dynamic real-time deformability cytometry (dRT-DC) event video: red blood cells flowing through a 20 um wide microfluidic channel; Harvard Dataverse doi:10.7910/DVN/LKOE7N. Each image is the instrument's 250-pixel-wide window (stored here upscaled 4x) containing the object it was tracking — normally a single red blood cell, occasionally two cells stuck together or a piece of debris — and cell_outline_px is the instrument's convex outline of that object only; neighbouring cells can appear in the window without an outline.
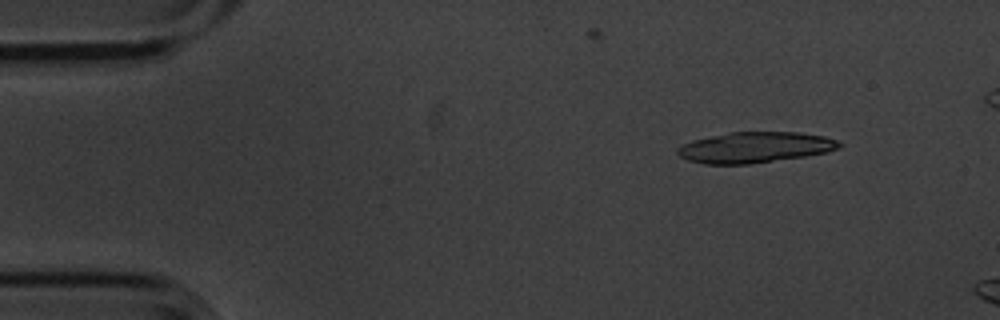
{"species": "common noctule bat (a hibernating species)", "species_latin": "Nyctalus noctula", "temperature_condition": "cold", "stored_images_in_passage": 4, "camera_frame_rate_fps": 3000, "um_per_image_px": 0.085, "animal": {"sex": "male", "body_mass_g": 20.1, "forearm_length_mm": 53.5}, "frame": {"image": 1, "passage_image": 2, "time_ms": 0.333, "image_size_px": [1000, 320], "cell_outline_px": [[844, 144], [840, 148], [828, 152], [804, 156], [748, 164], [704, 164], [688, 160], [680, 156], [676, 152], [676, 148], [692, 140], [728, 132], [800, 132], [824, 136], [840, 140]], "centroid_in_image_um": [64.2, 12.52], "position_along_channel_um": 20.8, "area_um2": 29.13}}